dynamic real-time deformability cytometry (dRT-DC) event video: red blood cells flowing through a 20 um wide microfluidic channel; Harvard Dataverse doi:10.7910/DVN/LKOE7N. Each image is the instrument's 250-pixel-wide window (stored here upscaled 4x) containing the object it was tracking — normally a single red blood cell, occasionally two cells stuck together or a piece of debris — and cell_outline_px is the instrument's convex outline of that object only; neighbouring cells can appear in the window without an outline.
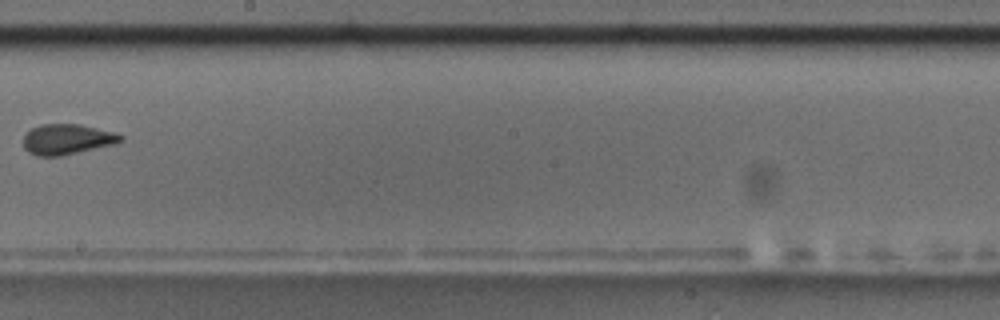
{"species": "common noctule bat (a hibernating species)", "species_latin": "Nyctalus noctula", "temperature_condition": "room temperature", "stored_images_in_passage": 10, "segment_of_instrument_passage": [2, 2], "camera_frame_rate_fps": 3000, "um_per_image_px": 0.085, "animal": {"sex": "male", "body_mass_g": 17.5, "forearm_length_mm": 52.3}, "frame": {"image": 1, "passage_image": 9, "time_ms": 11.0, "image_size_px": [1000, 320], "cell_outline_px": [[124, 140], [116, 144], [60, 156], [36, 156], [28, 152], [24, 148], [24, 136], [32, 128], [40, 124], [80, 124], [112, 132], [124, 136]], "centroid_in_image_um": [5.71, 11.84], "position_along_channel_um": 242.5, "area_um2": 17.22}}